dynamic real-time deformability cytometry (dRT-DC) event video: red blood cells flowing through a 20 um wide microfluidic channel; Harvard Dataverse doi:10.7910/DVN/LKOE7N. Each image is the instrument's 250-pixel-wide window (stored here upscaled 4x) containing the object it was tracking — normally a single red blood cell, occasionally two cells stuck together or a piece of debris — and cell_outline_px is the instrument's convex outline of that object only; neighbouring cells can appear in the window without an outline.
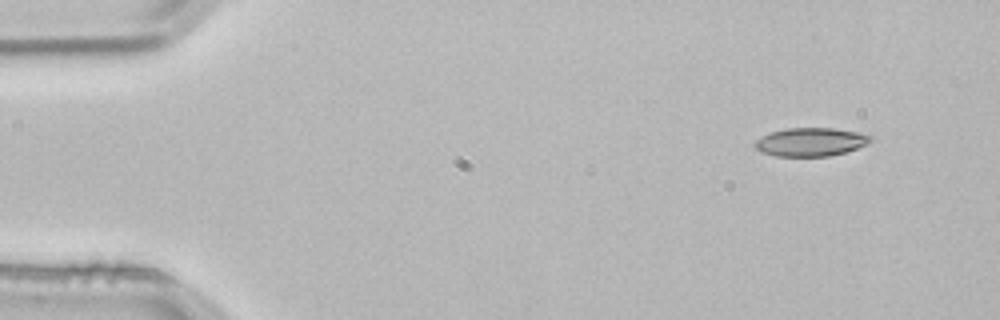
{"species": "common noctule bat (a hibernating species)", "species_latin": "Nyctalus noctula", "temperature_condition": "room temperature", "stored_images_in_passage": 3, "camera_frame_rate_fps": 3000, "um_per_image_px": 0.085, "animal": {"sex": "male", "body_mass_g": 21.5, "forearm_length_mm": 52.0}, "frame": {"image": 1, "passage_image": 1, "time_ms": 0.0, "image_size_px": [1000, 320], "cell_outline_px": [[872, 140], [868, 144], [844, 152], [828, 156], [776, 156], [760, 152], [752, 144], [756, 140], [772, 132], [788, 128], [832, 128], [860, 132], [872, 136]], "centroid_in_image_um": [68.92, 12.07], "position_along_channel_um": 16.1, "area_um2": 19.07}}